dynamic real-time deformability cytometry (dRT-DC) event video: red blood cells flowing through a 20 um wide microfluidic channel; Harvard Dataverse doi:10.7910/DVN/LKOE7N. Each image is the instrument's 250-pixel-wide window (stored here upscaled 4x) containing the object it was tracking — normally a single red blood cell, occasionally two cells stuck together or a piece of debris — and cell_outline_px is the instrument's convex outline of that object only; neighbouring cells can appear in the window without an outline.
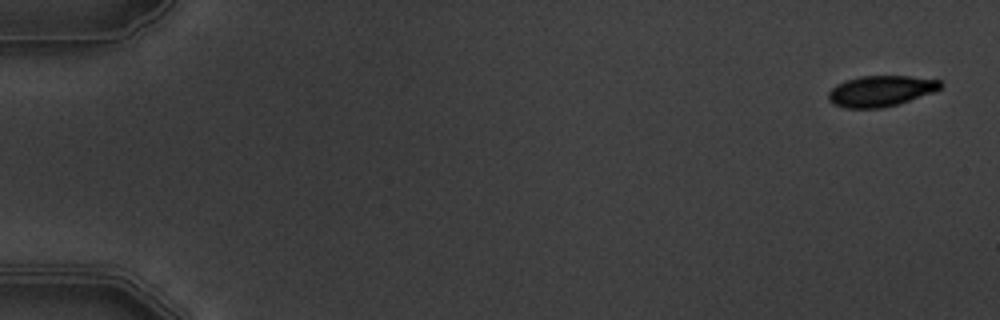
{"species": "common noctule bat (a hibernating species)", "species_latin": "Nyctalus noctula", "temperature_condition": "warm", "stored_images_in_passage": 9, "camera_frame_rate_fps": 3000, "um_per_image_px": 0.085, "animal": {"sex": "male", "body_mass_g": 19.5, "forearm_length_mm": 54.6}, "frame": {"image": 1, "passage_image": 1, "time_ms": 0.0, "image_size_px": [1000, 320], "cell_outline_px": [[944, 84], [940, 88], [932, 92], [884, 108], [844, 108], [832, 104], [828, 100], [828, 92], [836, 84], [844, 80], [860, 76], [912, 76], [940, 80]], "centroid_in_image_um": [74.81, 7.73], "position_along_channel_um": 10.2, "area_um2": 20.17}}
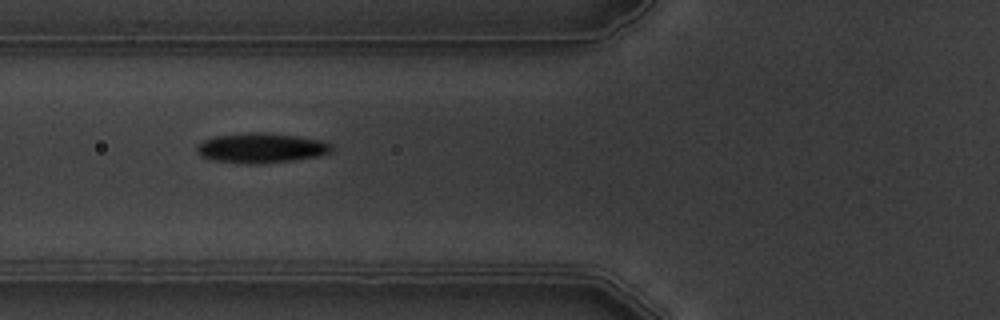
{"frame": {"image": 2, "passage_image": 6, "time_ms": 6.667, "image_size_px": [1000, 320], "cell_outline_px": [[332, 152], [316, 156], [292, 160], [252, 164], [216, 160], [200, 156], [196, 148], [204, 140], [216, 136], [248, 132], [260, 132], [296, 136], [324, 140], [332, 144]], "centroid_in_image_um": [22.24, 12.56], "position_along_channel_um": 103.6, "area_um2": 23.12}}